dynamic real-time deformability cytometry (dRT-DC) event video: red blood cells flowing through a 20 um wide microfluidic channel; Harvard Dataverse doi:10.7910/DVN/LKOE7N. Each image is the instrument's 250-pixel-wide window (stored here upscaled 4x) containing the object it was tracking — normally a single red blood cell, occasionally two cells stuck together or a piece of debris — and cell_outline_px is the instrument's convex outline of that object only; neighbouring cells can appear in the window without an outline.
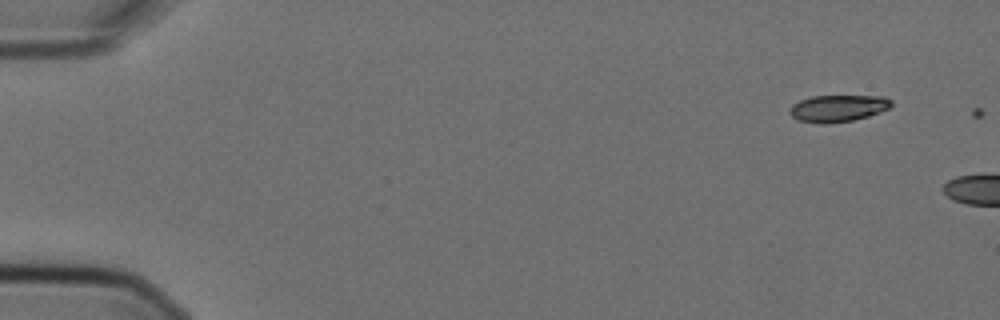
{"species": "Egyptian fruit bat (a non-hibernating species)", "species_latin": "Rousettus aegyptiacus", "temperature_condition": "cold", "stored_images_in_passage": 3, "camera_frame_rate_fps": 3000, "um_per_image_px": 0.085, "animal": {"sex": "female"}, "frame": {"image": 1, "passage_image": 1, "time_ms": 0.0, "image_size_px": [1000, 320], "cell_outline_px": [[892, 104], [888, 108], [880, 112], [868, 116], [852, 120], [828, 124], [820, 124], [800, 120], [792, 116], [788, 112], [788, 108], [792, 104], [800, 100], [812, 96], [884, 96], [892, 100]], "centroid_in_image_um": [71.2, 9.2], "position_along_channel_um": 13.8, "area_um2": 15.95}}